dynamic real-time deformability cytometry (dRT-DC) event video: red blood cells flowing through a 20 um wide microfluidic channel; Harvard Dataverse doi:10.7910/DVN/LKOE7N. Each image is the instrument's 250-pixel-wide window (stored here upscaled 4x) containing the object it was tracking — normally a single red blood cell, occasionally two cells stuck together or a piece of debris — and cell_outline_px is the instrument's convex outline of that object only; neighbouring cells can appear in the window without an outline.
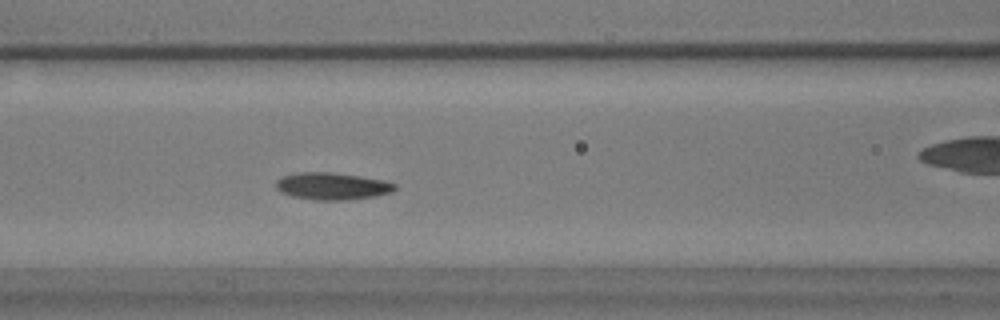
{"species": "common noctule bat (a hibernating species)", "species_latin": "Nyctalus noctula", "temperature_condition": "warm", "stored_images_in_passage": 56, "segment_of_instrument_passage": [1, 2], "camera_frame_rate_fps": 3000, "um_per_image_px": 0.085, "animal": {"sex": "male", "body_mass_g": 17.9}, "frame": {"image": 1, "passage_image": 21, "time_ms": 6.667, "image_size_px": [1000, 320], "cell_outline_px": [[396, 188], [392, 192], [372, 196], [348, 200], [316, 200], [292, 196], [280, 192], [276, 188], [276, 180], [280, 176], [296, 172], [332, 172], [360, 176], [384, 180], [396, 184]], "centroid_in_image_um": [28.19, 15.81], "position_along_channel_um": 138.4, "area_um2": 18.9}}
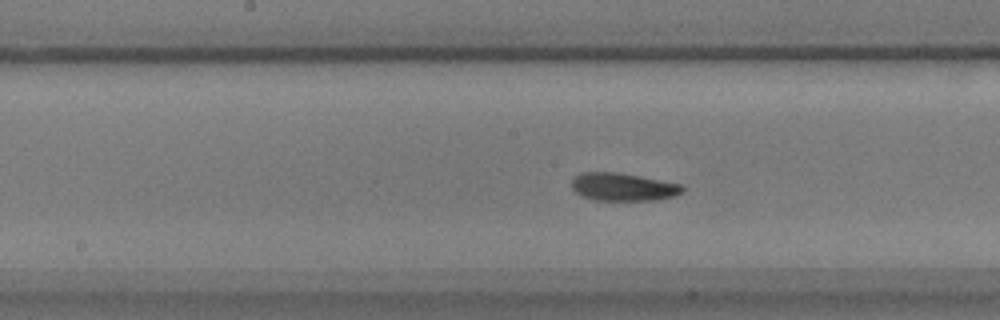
{"frame": {"image": 2, "passage_image": 26, "time_ms": 8.333, "image_size_px": [1000, 320], "cell_outline_px": [[684, 192], [672, 196], [656, 200], [596, 200], [580, 196], [572, 188], [572, 180], [576, 176], [584, 172], [616, 172], [640, 176], [680, 184], [684, 188]], "centroid_in_image_um": [52.95, 15.89], "position_along_channel_um": 195.3, "area_um2": 17.86}}
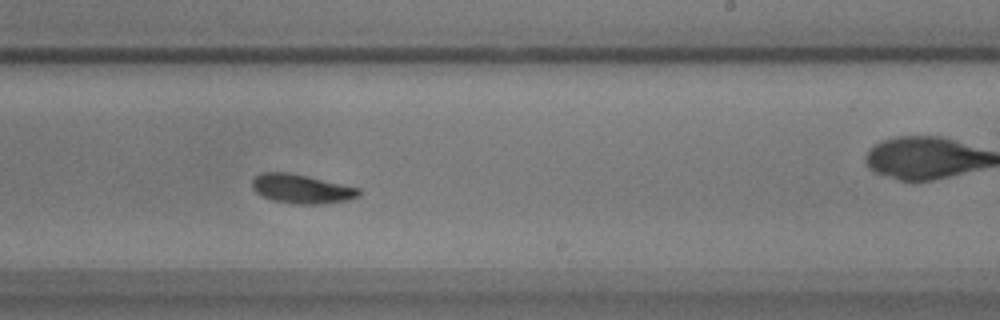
{"frame": {"image": 3, "passage_image": 32, "time_ms": 10.333, "image_size_px": [1000, 320], "cell_outline_px": [[360, 196], [348, 200], [320, 204], [296, 204], [272, 200], [256, 192], [252, 188], [252, 180], [260, 172], [288, 172], [308, 176], [360, 188]], "centroid_in_image_um": [25.63, 16.05], "position_along_channel_um": 263.4, "area_um2": 18.09}}